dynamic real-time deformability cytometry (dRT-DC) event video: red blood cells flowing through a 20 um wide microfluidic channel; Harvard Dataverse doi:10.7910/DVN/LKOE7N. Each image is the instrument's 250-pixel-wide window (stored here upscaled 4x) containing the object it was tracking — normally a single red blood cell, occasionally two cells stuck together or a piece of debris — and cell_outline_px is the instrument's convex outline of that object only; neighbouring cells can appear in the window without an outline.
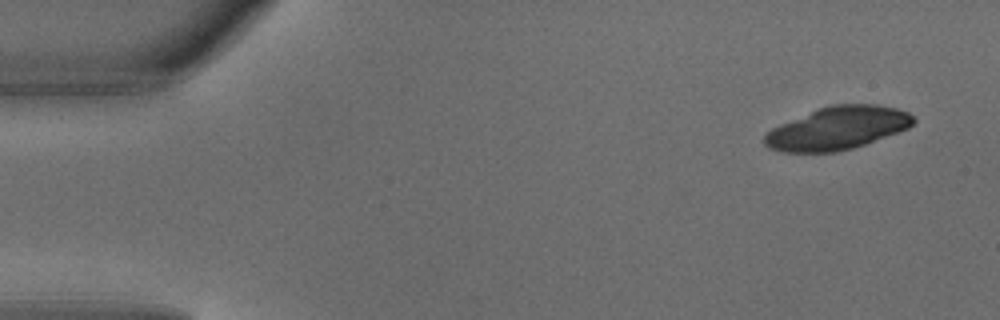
{"species": "common noctule bat (a hibernating species)", "species_latin": "Nyctalus noctula", "temperature_condition": "warm", "stored_images_in_passage": 7, "camera_frame_rate_fps": 3000, "um_per_image_px": 0.085, "animal": {"sex": "male", "body_mass_g": 18.8}, "frame": {"image": 1, "passage_image": 1, "time_ms": 0.0, "image_size_px": [1000, 320], "cell_outline_px": [[916, 120], [908, 128], [864, 144], [852, 148], [836, 152], [784, 152], [768, 148], [764, 144], [764, 136], [772, 128], [780, 124], [820, 108], [832, 104], [876, 104], [896, 108], [908, 112]], "centroid_in_image_um": [71.18, 10.9], "position_along_channel_um": 13.8, "area_um2": 36.82}}
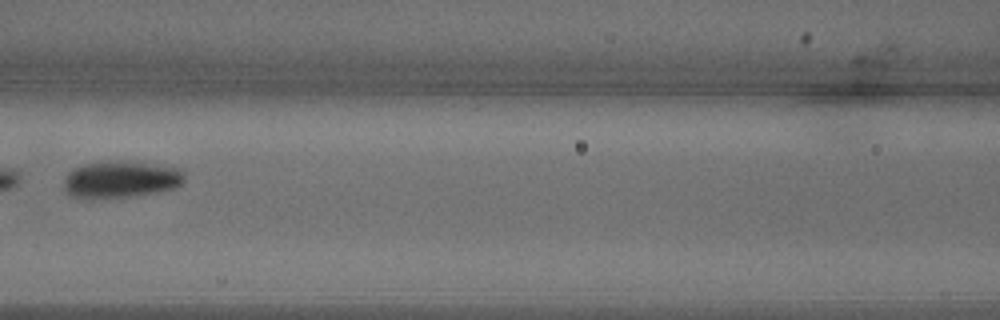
{"frame": {"image": 2, "passage_image": 6, "time_ms": 1.667, "image_size_px": [1000, 320], "cell_outline_px": [[184, 180], [176, 188], [160, 192], [136, 196], [88, 200], [84, 200], [68, 196], [64, 188], [64, 176], [72, 168], [84, 164], [144, 164], [180, 168], [184, 172]], "centroid_in_image_um": [10.21, 15.35], "position_along_channel_um": 156.4, "area_um2": 25.61}}
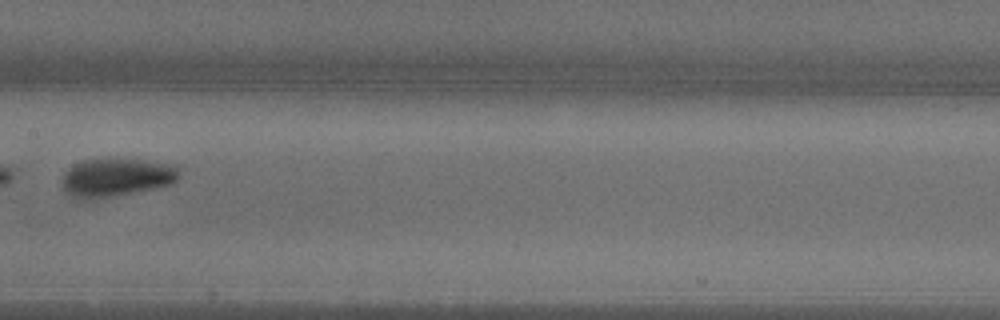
{"frame": {"image": 3, "passage_image": 7, "time_ms": 2.0, "image_size_px": [1000, 320], "cell_outline_px": [[180, 176], [172, 184], [152, 188], [108, 196], [72, 196], [64, 188], [64, 172], [68, 168], [84, 160], [144, 160], [176, 164]], "centroid_in_image_um": [9.98, 15.03], "position_along_channel_um": 197.4, "area_um2": 24.8}}